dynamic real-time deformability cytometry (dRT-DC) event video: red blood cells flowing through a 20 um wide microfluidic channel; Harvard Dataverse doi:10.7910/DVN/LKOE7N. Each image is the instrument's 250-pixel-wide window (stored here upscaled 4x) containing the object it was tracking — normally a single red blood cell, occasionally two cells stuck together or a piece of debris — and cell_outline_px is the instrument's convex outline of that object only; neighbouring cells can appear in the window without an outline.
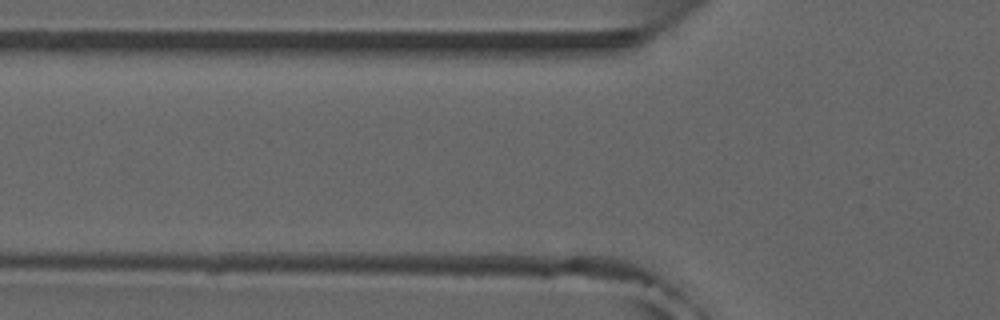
{"species": "common noctule bat (a hibernating species)", "species_latin": "Nyctalus noctula", "temperature_condition": "room temperature", "stored_images_in_passage": 3, "camera_frame_rate_fps": 3000, "um_per_image_px": 0.085, "animal": {"sex": "male", "forearm_length_mm": 52.5}, "frame": {"image": 1, "passage_image": 2, "time_ms": 0.333, "image_size_px": [1000, 320], "cell_outline_px": [[604, 276], [480, 276], [480, 272], [488, 268], [520, 256], [572, 264]], "centroid_in_image_um": [45.54, 22.84], "position_along_channel_um": 80.3, "area_um2": 10.98}}